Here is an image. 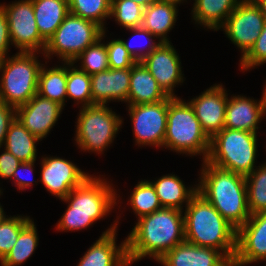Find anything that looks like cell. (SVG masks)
Instances as JSON below:
<instances>
[{
	"mask_svg": "<svg viewBox=\"0 0 266 266\" xmlns=\"http://www.w3.org/2000/svg\"><path fill=\"white\" fill-rule=\"evenodd\" d=\"M132 1L142 6L143 8H146L149 4L155 2L156 0H132Z\"/></svg>",
	"mask_w": 266,
	"mask_h": 266,
	"instance_id": "45",
	"label": "cell"
},
{
	"mask_svg": "<svg viewBox=\"0 0 266 266\" xmlns=\"http://www.w3.org/2000/svg\"><path fill=\"white\" fill-rule=\"evenodd\" d=\"M266 63V22L264 28L249 52L240 59V69L245 72Z\"/></svg>",
	"mask_w": 266,
	"mask_h": 266,
	"instance_id": "39",
	"label": "cell"
},
{
	"mask_svg": "<svg viewBox=\"0 0 266 266\" xmlns=\"http://www.w3.org/2000/svg\"><path fill=\"white\" fill-rule=\"evenodd\" d=\"M164 147L188 156H202L206 161L210 151V138L202 130L190 103L180 97H168V115Z\"/></svg>",
	"mask_w": 266,
	"mask_h": 266,
	"instance_id": "5",
	"label": "cell"
},
{
	"mask_svg": "<svg viewBox=\"0 0 266 266\" xmlns=\"http://www.w3.org/2000/svg\"><path fill=\"white\" fill-rule=\"evenodd\" d=\"M264 92H265V96H266V82H265V85H264Z\"/></svg>",
	"mask_w": 266,
	"mask_h": 266,
	"instance_id": "48",
	"label": "cell"
},
{
	"mask_svg": "<svg viewBox=\"0 0 266 266\" xmlns=\"http://www.w3.org/2000/svg\"><path fill=\"white\" fill-rule=\"evenodd\" d=\"M257 135L249 131L223 128L210 139L206 161L215 167L248 176L257 167Z\"/></svg>",
	"mask_w": 266,
	"mask_h": 266,
	"instance_id": "6",
	"label": "cell"
},
{
	"mask_svg": "<svg viewBox=\"0 0 266 266\" xmlns=\"http://www.w3.org/2000/svg\"><path fill=\"white\" fill-rule=\"evenodd\" d=\"M69 13L92 21L105 28V19L111 15V0H68Z\"/></svg>",
	"mask_w": 266,
	"mask_h": 266,
	"instance_id": "33",
	"label": "cell"
},
{
	"mask_svg": "<svg viewBox=\"0 0 266 266\" xmlns=\"http://www.w3.org/2000/svg\"><path fill=\"white\" fill-rule=\"evenodd\" d=\"M20 163L21 161H19L13 154L4 149L0 154V178H3L5 180L11 179L14 171Z\"/></svg>",
	"mask_w": 266,
	"mask_h": 266,
	"instance_id": "43",
	"label": "cell"
},
{
	"mask_svg": "<svg viewBox=\"0 0 266 266\" xmlns=\"http://www.w3.org/2000/svg\"><path fill=\"white\" fill-rule=\"evenodd\" d=\"M185 241L221 251L231 262L236 254L237 229L196 192L185 207Z\"/></svg>",
	"mask_w": 266,
	"mask_h": 266,
	"instance_id": "4",
	"label": "cell"
},
{
	"mask_svg": "<svg viewBox=\"0 0 266 266\" xmlns=\"http://www.w3.org/2000/svg\"><path fill=\"white\" fill-rule=\"evenodd\" d=\"M67 97L76 101L80 107L92 105L91 77L73 62H67Z\"/></svg>",
	"mask_w": 266,
	"mask_h": 266,
	"instance_id": "30",
	"label": "cell"
},
{
	"mask_svg": "<svg viewBox=\"0 0 266 266\" xmlns=\"http://www.w3.org/2000/svg\"><path fill=\"white\" fill-rule=\"evenodd\" d=\"M107 105L93 104L80 108L74 140L81 151L104 154L113 143L123 119Z\"/></svg>",
	"mask_w": 266,
	"mask_h": 266,
	"instance_id": "8",
	"label": "cell"
},
{
	"mask_svg": "<svg viewBox=\"0 0 266 266\" xmlns=\"http://www.w3.org/2000/svg\"><path fill=\"white\" fill-rule=\"evenodd\" d=\"M93 104L121 101L128 105L131 68L111 69L90 75Z\"/></svg>",
	"mask_w": 266,
	"mask_h": 266,
	"instance_id": "20",
	"label": "cell"
},
{
	"mask_svg": "<svg viewBox=\"0 0 266 266\" xmlns=\"http://www.w3.org/2000/svg\"><path fill=\"white\" fill-rule=\"evenodd\" d=\"M127 30L132 32L133 36H131V39H129V41H126L124 39H121V40L124 43L125 48L128 50V52L131 54V56L134 58L136 62H141L161 43L159 40H157L158 42L154 41L153 38L155 39L156 37L153 34H151L148 30L142 27H135V28L127 29ZM140 37L148 41V43L145 41L146 43L144 44H146V46L145 48L143 47L142 49L140 45L137 46L135 44L133 45L132 43L134 40H137L136 38H140ZM136 46L138 48H135Z\"/></svg>",
	"mask_w": 266,
	"mask_h": 266,
	"instance_id": "37",
	"label": "cell"
},
{
	"mask_svg": "<svg viewBox=\"0 0 266 266\" xmlns=\"http://www.w3.org/2000/svg\"><path fill=\"white\" fill-rule=\"evenodd\" d=\"M129 205L137 219L162 208L155 188L150 180L139 181L130 193Z\"/></svg>",
	"mask_w": 266,
	"mask_h": 266,
	"instance_id": "31",
	"label": "cell"
},
{
	"mask_svg": "<svg viewBox=\"0 0 266 266\" xmlns=\"http://www.w3.org/2000/svg\"><path fill=\"white\" fill-rule=\"evenodd\" d=\"M180 3L156 0L144 8L141 27L148 30L160 42H171L167 34L174 28Z\"/></svg>",
	"mask_w": 266,
	"mask_h": 266,
	"instance_id": "22",
	"label": "cell"
},
{
	"mask_svg": "<svg viewBox=\"0 0 266 266\" xmlns=\"http://www.w3.org/2000/svg\"><path fill=\"white\" fill-rule=\"evenodd\" d=\"M93 176L94 174L89 176L61 200L68 205L56 225V231L75 232L87 229L97 220L107 217L121 200L112 183L100 178V175Z\"/></svg>",
	"mask_w": 266,
	"mask_h": 266,
	"instance_id": "2",
	"label": "cell"
},
{
	"mask_svg": "<svg viewBox=\"0 0 266 266\" xmlns=\"http://www.w3.org/2000/svg\"><path fill=\"white\" fill-rule=\"evenodd\" d=\"M49 69L42 65L38 76L37 94L65 106L67 100V62Z\"/></svg>",
	"mask_w": 266,
	"mask_h": 266,
	"instance_id": "28",
	"label": "cell"
},
{
	"mask_svg": "<svg viewBox=\"0 0 266 266\" xmlns=\"http://www.w3.org/2000/svg\"><path fill=\"white\" fill-rule=\"evenodd\" d=\"M41 160V182L46 191L62 200L72 189L80 186L89 176L72 161L60 157H43ZM87 173V174H86Z\"/></svg>",
	"mask_w": 266,
	"mask_h": 266,
	"instance_id": "13",
	"label": "cell"
},
{
	"mask_svg": "<svg viewBox=\"0 0 266 266\" xmlns=\"http://www.w3.org/2000/svg\"><path fill=\"white\" fill-rule=\"evenodd\" d=\"M1 5L9 24L11 44L19 52L43 53L46 41L39 34L32 0H18Z\"/></svg>",
	"mask_w": 266,
	"mask_h": 266,
	"instance_id": "10",
	"label": "cell"
},
{
	"mask_svg": "<svg viewBox=\"0 0 266 266\" xmlns=\"http://www.w3.org/2000/svg\"><path fill=\"white\" fill-rule=\"evenodd\" d=\"M144 8L132 0H111V15L125 29L141 27Z\"/></svg>",
	"mask_w": 266,
	"mask_h": 266,
	"instance_id": "35",
	"label": "cell"
},
{
	"mask_svg": "<svg viewBox=\"0 0 266 266\" xmlns=\"http://www.w3.org/2000/svg\"><path fill=\"white\" fill-rule=\"evenodd\" d=\"M155 188L162 207L184 210L192 196L197 192V185L186 188L185 183L175 174H167L150 181ZM184 205V206H183Z\"/></svg>",
	"mask_w": 266,
	"mask_h": 266,
	"instance_id": "25",
	"label": "cell"
},
{
	"mask_svg": "<svg viewBox=\"0 0 266 266\" xmlns=\"http://www.w3.org/2000/svg\"><path fill=\"white\" fill-rule=\"evenodd\" d=\"M4 208H2V205L0 204V224H2L6 218H8L9 216L4 213Z\"/></svg>",
	"mask_w": 266,
	"mask_h": 266,
	"instance_id": "46",
	"label": "cell"
},
{
	"mask_svg": "<svg viewBox=\"0 0 266 266\" xmlns=\"http://www.w3.org/2000/svg\"><path fill=\"white\" fill-rule=\"evenodd\" d=\"M141 62L168 96L177 97L174 88L185 78L179 54L171 42H161Z\"/></svg>",
	"mask_w": 266,
	"mask_h": 266,
	"instance_id": "14",
	"label": "cell"
},
{
	"mask_svg": "<svg viewBox=\"0 0 266 266\" xmlns=\"http://www.w3.org/2000/svg\"><path fill=\"white\" fill-rule=\"evenodd\" d=\"M260 100L242 95L228 97L224 128L258 133V126L266 116L264 89Z\"/></svg>",
	"mask_w": 266,
	"mask_h": 266,
	"instance_id": "19",
	"label": "cell"
},
{
	"mask_svg": "<svg viewBox=\"0 0 266 266\" xmlns=\"http://www.w3.org/2000/svg\"><path fill=\"white\" fill-rule=\"evenodd\" d=\"M197 192L237 230L244 225L251 214L247 205L246 178L202 162Z\"/></svg>",
	"mask_w": 266,
	"mask_h": 266,
	"instance_id": "3",
	"label": "cell"
},
{
	"mask_svg": "<svg viewBox=\"0 0 266 266\" xmlns=\"http://www.w3.org/2000/svg\"><path fill=\"white\" fill-rule=\"evenodd\" d=\"M243 0H194L192 20L195 24L218 31L227 17Z\"/></svg>",
	"mask_w": 266,
	"mask_h": 266,
	"instance_id": "24",
	"label": "cell"
},
{
	"mask_svg": "<svg viewBox=\"0 0 266 266\" xmlns=\"http://www.w3.org/2000/svg\"><path fill=\"white\" fill-rule=\"evenodd\" d=\"M171 1H175V2H178V3H183V2H186L187 0H171Z\"/></svg>",
	"mask_w": 266,
	"mask_h": 266,
	"instance_id": "47",
	"label": "cell"
},
{
	"mask_svg": "<svg viewBox=\"0 0 266 266\" xmlns=\"http://www.w3.org/2000/svg\"><path fill=\"white\" fill-rule=\"evenodd\" d=\"M158 263L163 266H232L219 250L184 241L168 251Z\"/></svg>",
	"mask_w": 266,
	"mask_h": 266,
	"instance_id": "21",
	"label": "cell"
},
{
	"mask_svg": "<svg viewBox=\"0 0 266 266\" xmlns=\"http://www.w3.org/2000/svg\"><path fill=\"white\" fill-rule=\"evenodd\" d=\"M62 109L64 107L59 103L36 94L26 104L16 108V118L42 141L55 126Z\"/></svg>",
	"mask_w": 266,
	"mask_h": 266,
	"instance_id": "17",
	"label": "cell"
},
{
	"mask_svg": "<svg viewBox=\"0 0 266 266\" xmlns=\"http://www.w3.org/2000/svg\"><path fill=\"white\" fill-rule=\"evenodd\" d=\"M266 19L253 0H243L220 27L241 50L242 59L260 36Z\"/></svg>",
	"mask_w": 266,
	"mask_h": 266,
	"instance_id": "11",
	"label": "cell"
},
{
	"mask_svg": "<svg viewBox=\"0 0 266 266\" xmlns=\"http://www.w3.org/2000/svg\"><path fill=\"white\" fill-rule=\"evenodd\" d=\"M183 212L162 207L139 218L126 237L129 265L146 257L158 262L168 251L184 242Z\"/></svg>",
	"mask_w": 266,
	"mask_h": 266,
	"instance_id": "1",
	"label": "cell"
},
{
	"mask_svg": "<svg viewBox=\"0 0 266 266\" xmlns=\"http://www.w3.org/2000/svg\"><path fill=\"white\" fill-rule=\"evenodd\" d=\"M36 224L32 220L19 234L13 248L0 261L1 266H19L29 259L39 242Z\"/></svg>",
	"mask_w": 266,
	"mask_h": 266,
	"instance_id": "29",
	"label": "cell"
},
{
	"mask_svg": "<svg viewBox=\"0 0 266 266\" xmlns=\"http://www.w3.org/2000/svg\"><path fill=\"white\" fill-rule=\"evenodd\" d=\"M106 37V30L101 34L94 44L87 47L77 58L73 60V63L81 62L79 69L85 71L88 75H92L98 72L106 71L109 69L108 53L105 45V41L102 40Z\"/></svg>",
	"mask_w": 266,
	"mask_h": 266,
	"instance_id": "34",
	"label": "cell"
},
{
	"mask_svg": "<svg viewBox=\"0 0 266 266\" xmlns=\"http://www.w3.org/2000/svg\"><path fill=\"white\" fill-rule=\"evenodd\" d=\"M16 118V109L0 99V148H2L10 124Z\"/></svg>",
	"mask_w": 266,
	"mask_h": 266,
	"instance_id": "40",
	"label": "cell"
},
{
	"mask_svg": "<svg viewBox=\"0 0 266 266\" xmlns=\"http://www.w3.org/2000/svg\"><path fill=\"white\" fill-rule=\"evenodd\" d=\"M254 3L260 8L261 13L266 19V0H253Z\"/></svg>",
	"mask_w": 266,
	"mask_h": 266,
	"instance_id": "44",
	"label": "cell"
},
{
	"mask_svg": "<svg viewBox=\"0 0 266 266\" xmlns=\"http://www.w3.org/2000/svg\"><path fill=\"white\" fill-rule=\"evenodd\" d=\"M36 161H32V162H21L19 164V166L16 168V170L14 171L13 173V176H12V181H14V184L15 186H17V188L19 190H26L27 188L31 187L33 185V183H36L37 184V181H34V180H28L27 177H24L22 176L21 174H23L24 172H29L30 174L33 173L34 171V163ZM22 171H24L23 173H21ZM26 172V173H27ZM28 173V174H29ZM31 176V175H30Z\"/></svg>",
	"mask_w": 266,
	"mask_h": 266,
	"instance_id": "41",
	"label": "cell"
},
{
	"mask_svg": "<svg viewBox=\"0 0 266 266\" xmlns=\"http://www.w3.org/2000/svg\"><path fill=\"white\" fill-rule=\"evenodd\" d=\"M40 36L47 40L69 14L68 0H32Z\"/></svg>",
	"mask_w": 266,
	"mask_h": 266,
	"instance_id": "26",
	"label": "cell"
},
{
	"mask_svg": "<svg viewBox=\"0 0 266 266\" xmlns=\"http://www.w3.org/2000/svg\"><path fill=\"white\" fill-rule=\"evenodd\" d=\"M32 221L30 216H11L0 224V261L13 248L20 232Z\"/></svg>",
	"mask_w": 266,
	"mask_h": 266,
	"instance_id": "36",
	"label": "cell"
},
{
	"mask_svg": "<svg viewBox=\"0 0 266 266\" xmlns=\"http://www.w3.org/2000/svg\"><path fill=\"white\" fill-rule=\"evenodd\" d=\"M259 261H266V212L251 214L237 230L236 254L232 266H246Z\"/></svg>",
	"mask_w": 266,
	"mask_h": 266,
	"instance_id": "15",
	"label": "cell"
},
{
	"mask_svg": "<svg viewBox=\"0 0 266 266\" xmlns=\"http://www.w3.org/2000/svg\"><path fill=\"white\" fill-rule=\"evenodd\" d=\"M103 31L96 23L69 13L47 40L42 56L50 60L54 55L63 63L73 62L87 47L100 39Z\"/></svg>",
	"mask_w": 266,
	"mask_h": 266,
	"instance_id": "9",
	"label": "cell"
},
{
	"mask_svg": "<svg viewBox=\"0 0 266 266\" xmlns=\"http://www.w3.org/2000/svg\"><path fill=\"white\" fill-rule=\"evenodd\" d=\"M245 178L250 214L266 212V162L257 166Z\"/></svg>",
	"mask_w": 266,
	"mask_h": 266,
	"instance_id": "32",
	"label": "cell"
},
{
	"mask_svg": "<svg viewBox=\"0 0 266 266\" xmlns=\"http://www.w3.org/2000/svg\"><path fill=\"white\" fill-rule=\"evenodd\" d=\"M116 219L110 228L102 232L99 239L80 258L77 266H130L127 259L126 239L117 246Z\"/></svg>",
	"mask_w": 266,
	"mask_h": 266,
	"instance_id": "18",
	"label": "cell"
},
{
	"mask_svg": "<svg viewBox=\"0 0 266 266\" xmlns=\"http://www.w3.org/2000/svg\"><path fill=\"white\" fill-rule=\"evenodd\" d=\"M168 97L142 62L132 66L128 105L158 103Z\"/></svg>",
	"mask_w": 266,
	"mask_h": 266,
	"instance_id": "23",
	"label": "cell"
},
{
	"mask_svg": "<svg viewBox=\"0 0 266 266\" xmlns=\"http://www.w3.org/2000/svg\"><path fill=\"white\" fill-rule=\"evenodd\" d=\"M38 52H16L0 60V99L13 108L26 104L37 94L38 76L43 65Z\"/></svg>",
	"mask_w": 266,
	"mask_h": 266,
	"instance_id": "7",
	"label": "cell"
},
{
	"mask_svg": "<svg viewBox=\"0 0 266 266\" xmlns=\"http://www.w3.org/2000/svg\"><path fill=\"white\" fill-rule=\"evenodd\" d=\"M105 45L108 53L109 68L127 69L132 68L136 63L120 38L106 41Z\"/></svg>",
	"mask_w": 266,
	"mask_h": 266,
	"instance_id": "38",
	"label": "cell"
},
{
	"mask_svg": "<svg viewBox=\"0 0 266 266\" xmlns=\"http://www.w3.org/2000/svg\"><path fill=\"white\" fill-rule=\"evenodd\" d=\"M135 144L163 147L167 126L168 98L158 103L128 105Z\"/></svg>",
	"mask_w": 266,
	"mask_h": 266,
	"instance_id": "12",
	"label": "cell"
},
{
	"mask_svg": "<svg viewBox=\"0 0 266 266\" xmlns=\"http://www.w3.org/2000/svg\"><path fill=\"white\" fill-rule=\"evenodd\" d=\"M228 91L221 84H214L196 98L188 101L200 122L202 130L211 139L224 128Z\"/></svg>",
	"mask_w": 266,
	"mask_h": 266,
	"instance_id": "16",
	"label": "cell"
},
{
	"mask_svg": "<svg viewBox=\"0 0 266 266\" xmlns=\"http://www.w3.org/2000/svg\"><path fill=\"white\" fill-rule=\"evenodd\" d=\"M11 38L9 33V24L3 6L0 4V60L9 56L11 47Z\"/></svg>",
	"mask_w": 266,
	"mask_h": 266,
	"instance_id": "42",
	"label": "cell"
},
{
	"mask_svg": "<svg viewBox=\"0 0 266 266\" xmlns=\"http://www.w3.org/2000/svg\"><path fill=\"white\" fill-rule=\"evenodd\" d=\"M39 140L32 135L17 118L10 124L7 131L4 149L13 154L21 162L36 161L37 158V142Z\"/></svg>",
	"mask_w": 266,
	"mask_h": 266,
	"instance_id": "27",
	"label": "cell"
}]
</instances>
